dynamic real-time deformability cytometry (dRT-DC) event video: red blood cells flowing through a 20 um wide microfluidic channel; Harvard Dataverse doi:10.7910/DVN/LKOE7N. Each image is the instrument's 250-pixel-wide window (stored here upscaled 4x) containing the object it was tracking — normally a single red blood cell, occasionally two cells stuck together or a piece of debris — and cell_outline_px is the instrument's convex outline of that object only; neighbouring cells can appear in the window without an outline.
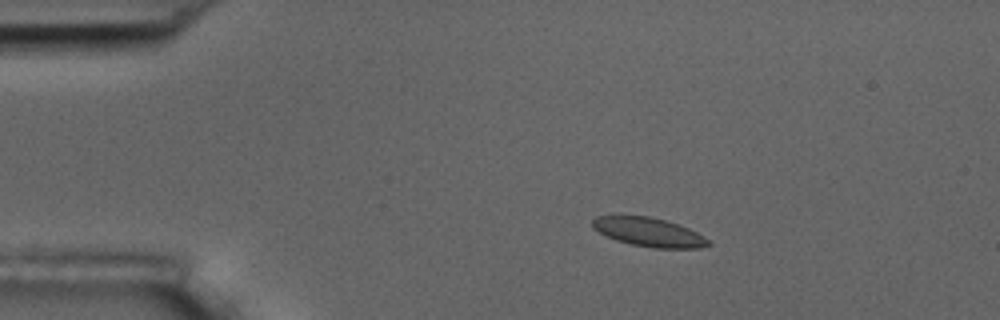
{"species": "common noctule bat (a hibernating species)", "species_latin": "Nyctalus noctula", "temperature_condition": "room temperature", "stored_images_in_passage": 5, "camera_frame_rate_fps": 3000, "um_per_image_px": 0.085, "animal": {"sex": "male", "body_mass_g": 17.5, "forearm_length_mm": 52.3}, "frame": {"image": 1, "passage_image": 2, "time_ms": 2.0, "image_size_px": [1000, 320], "cell_outline_px": [[712, 244], [700, 248], [652, 248], [632, 244], [616, 240], [592, 228], [592, 220], [596, 216], [648, 216], [664, 220], [688, 228], [712, 240]], "centroid_in_image_um": [55.19, 19.74], "position_along_channel_um": 29.8, "area_um2": 19.36}}
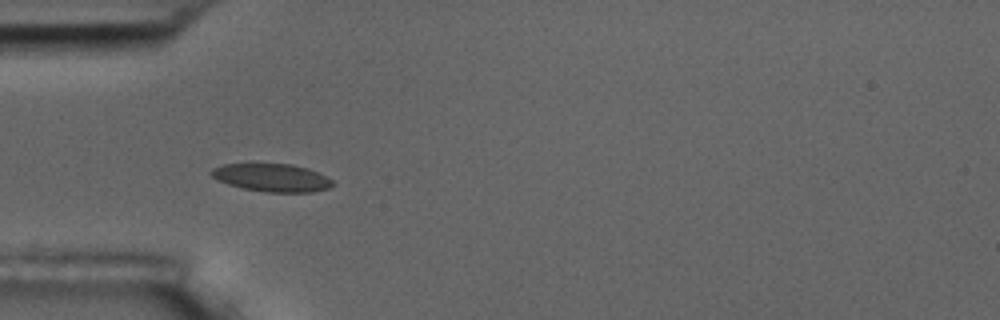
{"frame": {"image": 2, "passage_image": 4, "time_ms": 4.333, "image_size_px": [1000, 320], "cell_outline_px": [[336, 184], [328, 188], [312, 192], [264, 192], [244, 188], [228, 184], [212, 176], [208, 172], [212, 168], [224, 164], [252, 160], [292, 164], [308, 168], [332, 180]], "centroid_in_image_um": [23.05, 15.04], "position_along_channel_um": 62.0, "area_um2": 20.58}}